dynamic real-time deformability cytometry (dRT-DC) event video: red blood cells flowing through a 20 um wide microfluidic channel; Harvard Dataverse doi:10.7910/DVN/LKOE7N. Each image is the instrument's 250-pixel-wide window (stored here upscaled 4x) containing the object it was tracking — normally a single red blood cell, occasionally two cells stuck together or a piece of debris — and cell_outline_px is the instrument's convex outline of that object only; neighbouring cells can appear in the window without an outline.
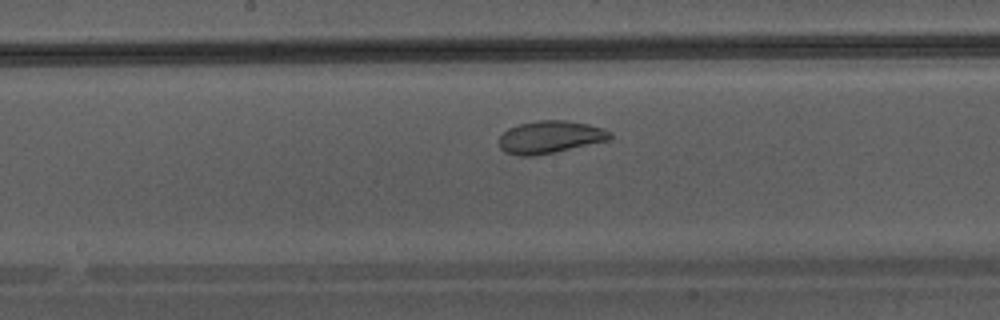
{"species": "Egyptian fruit bat (a non-hibernating species)", "species_latin": "Rousettus aegyptiacus", "temperature_condition": "warm", "stored_images_in_passage": 28, "camera_frame_rate_fps": 3000, "um_per_image_px": 0.085, "animal": {"sex": "male"}, "frame": {"image": 1, "passage_image": 13, "time_ms": 4.0, "image_size_px": [1000, 320], "cell_outline_px": [[612, 140], [556, 152], [532, 156], [520, 156], [504, 152], [500, 148], [500, 136], [508, 128], [520, 124], [536, 120], [568, 120], [588, 124], [604, 128], [612, 132]], "centroid_in_image_um": [46.81, 11.65], "position_along_channel_um": 201.4, "area_um2": 21.33}}
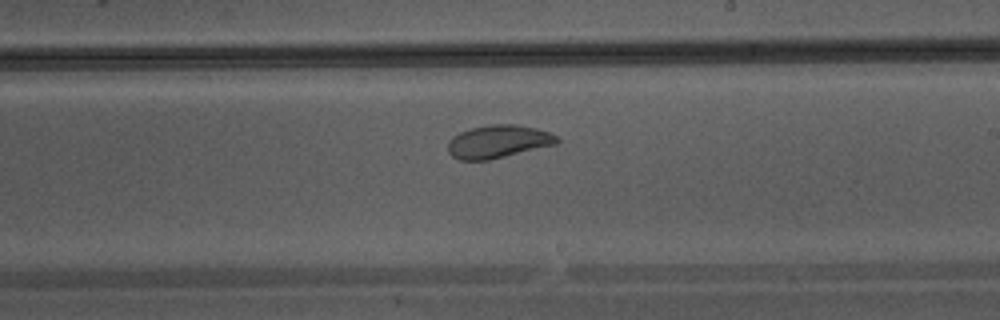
{"frame": {"image": 2, "passage_image": 16, "time_ms": 5.0, "image_size_px": [1000, 320], "cell_outline_px": [[560, 140], [556, 144], [488, 160], [460, 160], [452, 156], [448, 152], [448, 140], [452, 136], [460, 132], [472, 128], [492, 124], [516, 124], [536, 128], [548, 132], [556, 136]], "centroid_in_image_um": [42.32, 12.03], "position_along_channel_um": 246.7, "area_um2": 20.81}}